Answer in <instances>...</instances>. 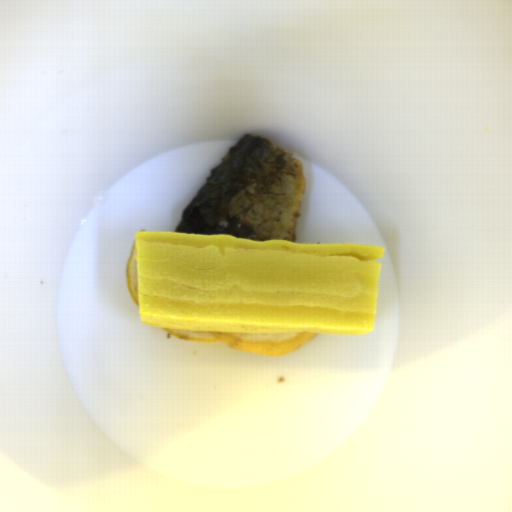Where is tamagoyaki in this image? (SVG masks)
Listing matches in <instances>:
<instances>
[{
	"label": "tamagoyaki",
	"instance_id": "81b7327e",
	"mask_svg": "<svg viewBox=\"0 0 512 512\" xmlns=\"http://www.w3.org/2000/svg\"><path fill=\"white\" fill-rule=\"evenodd\" d=\"M148 326L363 336L374 329L385 246L134 233Z\"/></svg>",
	"mask_w": 512,
	"mask_h": 512
}]
</instances>
